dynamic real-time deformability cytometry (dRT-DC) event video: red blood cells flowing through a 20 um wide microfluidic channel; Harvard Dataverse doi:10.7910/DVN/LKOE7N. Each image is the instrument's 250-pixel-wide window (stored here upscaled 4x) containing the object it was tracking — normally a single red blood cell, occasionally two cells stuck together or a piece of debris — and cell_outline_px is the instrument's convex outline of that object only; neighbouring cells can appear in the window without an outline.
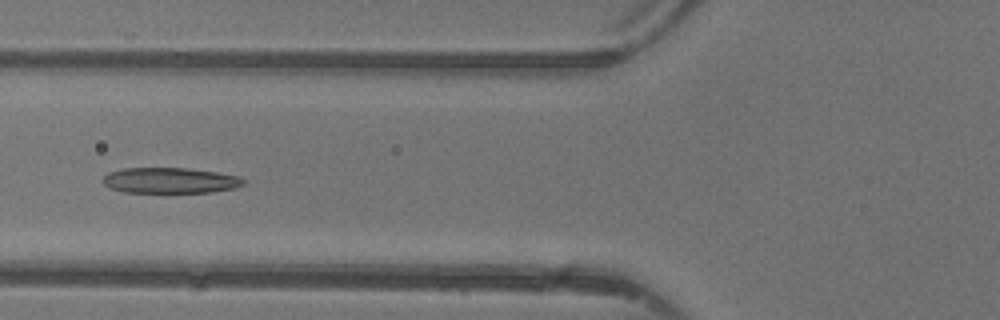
{"species": "common noctule bat (a hibernating species)", "species_latin": "Nyctalus noctula", "temperature_condition": "warm", "stored_images_in_passage": 34, "camera_frame_rate_fps": 3000, "um_per_image_px": 0.085, "animal": {"sex": "female"}, "frame": {"image": 1, "passage_image": 8, "time_ms": 2.333, "image_size_px": [1000, 320], "cell_outline_px": [[244, 184], [236, 188], [212, 192], [124, 192], [108, 188], [100, 180], [108, 172], [124, 168], [188, 168], [216, 172], [236, 176], [244, 180]], "centroid_in_image_um": [14.4, 15.34], "position_along_channel_um": 111.4, "area_um2": 21.04}}
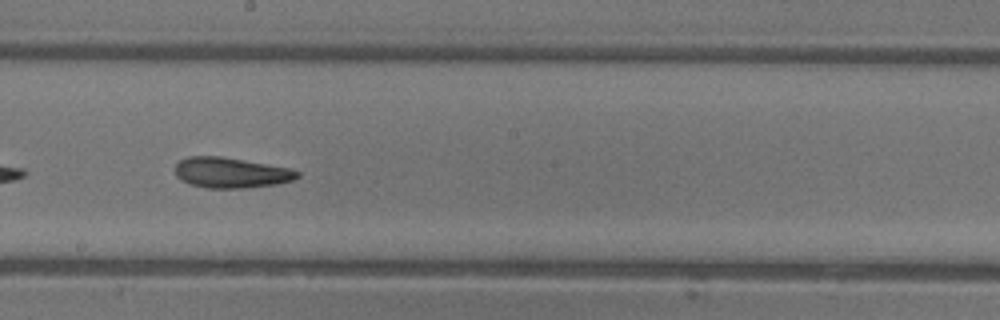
{"frame": {"image": 2, "passage_image": 16, "time_ms": 5.0, "image_size_px": [1000, 320], "cell_outline_px": [[300, 176], [292, 180], [276, 184], [244, 188], [208, 188], [192, 184], [180, 180], [176, 176], [176, 164], [180, 160], [188, 156], [220, 156], [288, 168], [300, 172]], "centroid_in_image_um": [19.61, 14.68], "position_along_channel_um": 228.6, "area_um2": 21.44}}
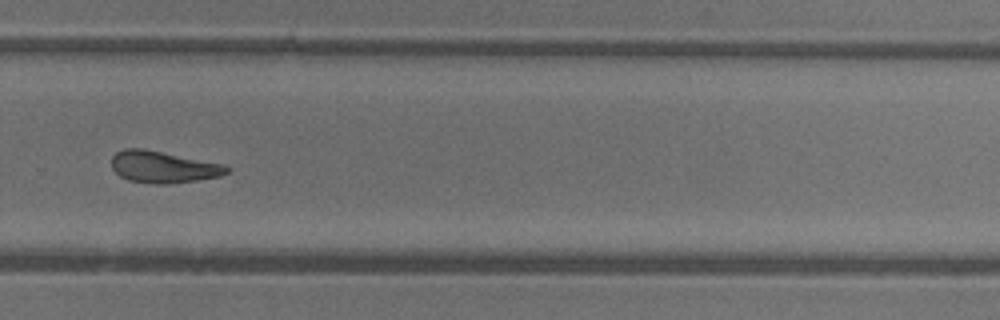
{"frame": {"image": 3, "passage_image": 22, "time_ms": 7.0, "image_size_px": [1000, 320], "cell_outline_px": [[232, 168], [228, 172], [220, 176], [196, 180], [168, 184], [156, 184], [128, 180], [120, 176], [112, 168], [112, 156], [116, 152], [124, 148], [144, 148], [224, 164]], "centroid_in_image_um": [13.87, 14.18], "position_along_channel_um": 315.9, "area_um2": 21.39}, "authors_computed_cell_mechanics": {"area_um2": 21.1259, "velocity_mm_per_s": 4.3864, "shape_relaxation_time_tau1_ms": 6.743, "shape_relaxation_time_tau2_ms": 3.3607, "deformation_change_tau1": 0.1867, "deformation_change_tau2": 0.1154}}